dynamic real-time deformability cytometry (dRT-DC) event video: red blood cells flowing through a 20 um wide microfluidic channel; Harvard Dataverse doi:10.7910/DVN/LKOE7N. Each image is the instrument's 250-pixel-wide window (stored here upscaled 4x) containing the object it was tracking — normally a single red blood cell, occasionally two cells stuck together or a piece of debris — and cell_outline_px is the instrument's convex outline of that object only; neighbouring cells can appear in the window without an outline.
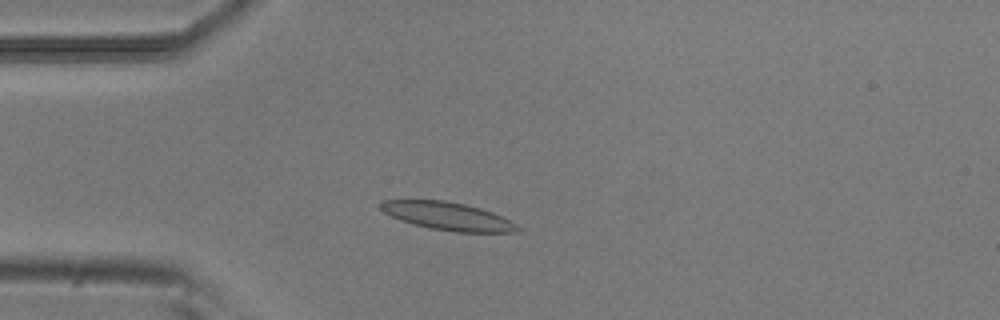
{"species": "common noctule bat (a hibernating species)", "species_latin": "Nyctalus noctula", "temperature_condition": "room temperature", "stored_images_in_passage": 49, "camera_frame_rate_fps": 3000, "um_per_image_px": 0.085, "animal": {"sex": "male", "body_mass_g": 20.5, "forearm_length_mm": 52.5}, "frame": {"image": 1, "passage_image": 10, "time_ms": 3.0, "image_size_px": [1000, 320], "cell_outline_px": [[520, 228], [516, 232], [456, 232], [428, 228], [412, 224], [400, 220], [384, 212], [376, 204], [384, 200], [444, 200], [464, 204], [480, 208], [492, 212], [516, 224]], "centroid_in_image_um": [38.0, 18.37], "position_along_channel_um": 47.0, "area_um2": 22.2}}
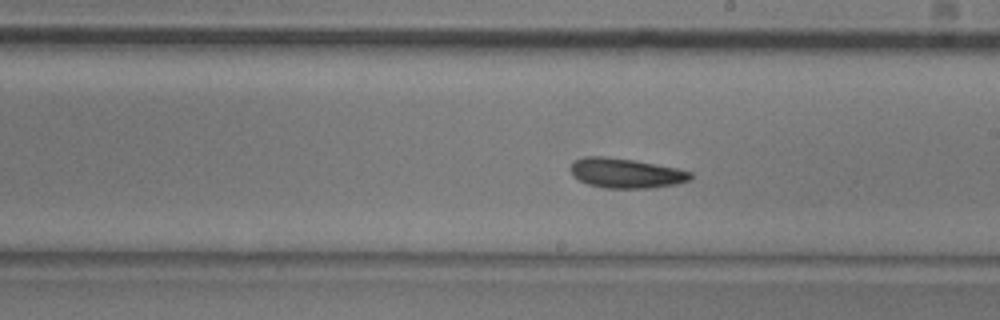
{"frame": {"image": 2, "passage_image": 26, "time_ms": 8.333, "image_size_px": [1000, 320], "cell_outline_px": [[692, 180], [676, 184], [652, 188], [604, 188], [588, 184], [572, 176], [568, 168], [576, 160], [584, 156], [604, 156], [632, 160], [676, 168], [692, 172]], "centroid_in_image_um": [53.18, 14.72], "position_along_channel_um": 235.8, "area_um2": 20.87}}
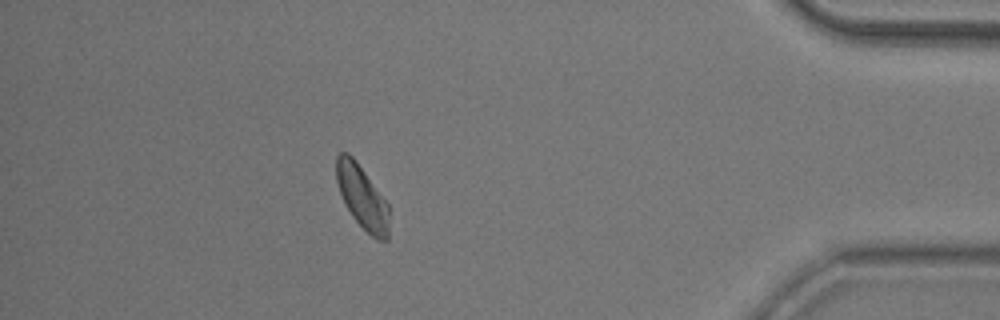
{"frame": {"image": 3, "passage_image": 43, "time_ms": 14.0, "image_size_px": [1000, 320], "cell_outline_px": [[388, 240], [376, 240], [352, 216], [344, 204], [336, 180], [336, 156], [340, 152], [348, 152], [356, 160], [388, 204]], "centroid_in_image_um": [30.76, 16.73], "position_along_channel_um": 404.4, "area_um2": 19.25}, "authors_computed_cell_mechanics": {"area_um2": 20.4034, "velocity_mm_per_s": 3.8059, "shape_relaxation_time_tau1_ms": 4.2127, "shape_relaxation_time_tau2_ms": null, "deformation_change_tau1": 0.1189, "deformation_change_tau2": null}}